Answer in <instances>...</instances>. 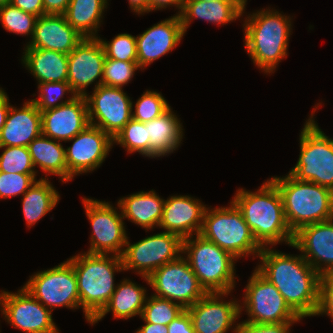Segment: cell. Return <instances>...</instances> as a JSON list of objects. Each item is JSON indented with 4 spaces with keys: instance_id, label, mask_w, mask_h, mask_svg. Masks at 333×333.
Masks as SVG:
<instances>
[{
    "instance_id": "obj_9",
    "label": "cell",
    "mask_w": 333,
    "mask_h": 333,
    "mask_svg": "<svg viewBox=\"0 0 333 333\" xmlns=\"http://www.w3.org/2000/svg\"><path fill=\"white\" fill-rule=\"evenodd\" d=\"M245 286L242 310L248 315L246 322L255 324L297 323L302 320L287 304L278 289L256 268ZM242 302V303H241Z\"/></svg>"
},
{
    "instance_id": "obj_31",
    "label": "cell",
    "mask_w": 333,
    "mask_h": 333,
    "mask_svg": "<svg viewBox=\"0 0 333 333\" xmlns=\"http://www.w3.org/2000/svg\"><path fill=\"white\" fill-rule=\"evenodd\" d=\"M108 0H70L67 22L83 37H98Z\"/></svg>"
},
{
    "instance_id": "obj_18",
    "label": "cell",
    "mask_w": 333,
    "mask_h": 333,
    "mask_svg": "<svg viewBox=\"0 0 333 333\" xmlns=\"http://www.w3.org/2000/svg\"><path fill=\"white\" fill-rule=\"evenodd\" d=\"M68 141L73 143L65 148V158L68 173L73 178L100 167L114 146L113 138L93 125Z\"/></svg>"
},
{
    "instance_id": "obj_2",
    "label": "cell",
    "mask_w": 333,
    "mask_h": 333,
    "mask_svg": "<svg viewBox=\"0 0 333 333\" xmlns=\"http://www.w3.org/2000/svg\"><path fill=\"white\" fill-rule=\"evenodd\" d=\"M231 200L262 247L283 242L292 245L294 233L285 217L282 196L270 178L255 192L238 188Z\"/></svg>"
},
{
    "instance_id": "obj_22",
    "label": "cell",
    "mask_w": 333,
    "mask_h": 333,
    "mask_svg": "<svg viewBox=\"0 0 333 333\" xmlns=\"http://www.w3.org/2000/svg\"><path fill=\"white\" fill-rule=\"evenodd\" d=\"M206 208V205L195 197L170 196L164 202L159 228L177 234L182 239L199 234Z\"/></svg>"
},
{
    "instance_id": "obj_14",
    "label": "cell",
    "mask_w": 333,
    "mask_h": 333,
    "mask_svg": "<svg viewBox=\"0 0 333 333\" xmlns=\"http://www.w3.org/2000/svg\"><path fill=\"white\" fill-rule=\"evenodd\" d=\"M90 125L114 138L132 119V99L120 87L99 85L85 96Z\"/></svg>"
},
{
    "instance_id": "obj_39",
    "label": "cell",
    "mask_w": 333,
    "mask_h": 333,
    "mask_svg": "<svg viewBox=\"0 0 333 333\" xmlns=\"http://www.w3.org/2000/svg\"><path fill=\"white\" fill-rule=\"evenodd\" d=\"M101 42L105 57L114 60L137 62L136 36L120 33L111 41L98 37Z\"/></svg>"
},
{
    "instance_id": "obj_25",
    "label": "cell",
    "mask_w": 333,
    "mask_h": 333,
    "mask_svg": "<svg viewBox=\"0 0 333 333\" xmlns=\"http://www.w3.org/2000/svg\"><path fill=\"white\" fill-rule=\"evenodd\" d=\"M246 1H200L184 0L179 15L184 32L190 26L192 19H201L209 23L226 25L243 17Z\"/></svg>"
},
{
    "instance_id": "obj_8",
    "label": "cell",
    "mask_w": 333,
    "mask_h": 333,
    "mask_svg": "<svg viewBox=\"0 0 333 333\" xmlns=\"http://www.w3.org/2000/svg\"><path fill=\"white\" fill-rule=\"evenodd\" d=\"M320 104H315L314 111L301 129L299 159L289 174L298 180L310 181L333 191V139L319 128L314 119Z\"/></svg>"
},
{
    "instance_id": "obj_20",
    "label": "cell",
    "mask_w": 333,
    "mask_h": 333,
    "mask_svg": "<svg viewBox=\"0 0 333 333\" xmlns=\"http://www.w3.org/2000/svg\"><path fill=\"white\" fill-rule=\"evenodd\" d=\"M184 35L180 17L176 14L136 35L137 62L141 71L173 51Z\"/></svg>"
},
{
    "instance_id": "obj_45",
    "label": "cell",
    "mask_w": 333,
    "mask_h": 333,
    "mask_svg": "<svg viewBox=\"0 0 333 333\" xmlns=\"http://www.w3.org/2000/svg\"><path fill=\"white\" fill-rule=\"evenodd\" d=\"M10 4L37 17L45 15L43 0H11Z\"/></svg>"
},
{
    "instance_id": "obj_17",
    "label": "cell",
    "mask_w": 333,
    "mask_h": 333,
    "mask_svg": "<svg viewBox=\"0 0 333 333\" xmlns=\"http://www.w3.org/2000/svg\"><path fill=\"white\" fill-rule=\"evenodd\" d=\"M229 294L206 293L187 308L196 333H227L229 330L235 332L236 320L240 318V307L239 301L235 298L230 301L223 300Z\"/></svg>"
},
{
    "instance_id": "obj_24",
    "label": "cell",
    "mask_w": 333,
    "mask_h": 333,
    "mask_svg": "<svg viewBox=\"0 0 333 333\" xmlns=\"http://www.w3.org/2000/svg\"><path fill=\"white\" fill-rule=\"evenodd\" d=\"M41 134V111L31 100L20 108L11 105L0 132V146L28 147Z\"/></svg>"
},
{
    "instance_id": "obj_26",
    "label": "cell",
    "mask_w": 333,
    "mask_h": 333,
    "mask_svg": "<svg viewBox=\"0 0 333 333\" xmlns=\"http://www.w3.org/2000/svg\"><path fill=\"white\" fill-rule=\"evenodd\" d=\"M165 199L161 198L153 189L139 191L122 197L117 202L124 219L140 225L146 232L158 228L163 215Z\"/></svg>"
},
{
    "instance_id": "obj_11",
    "label": "cell",
    "mask_w": 333,
    "mask_h": 333,
    "mask_svg": "<svg viewBox=\"0 0 333 333\" xmlns=\"http://www.w3.org/2000/svg\"><path fill=\"white\" fill-rule=\"evenodd\" d=\"M82 203L92 226L90 248L86 253L121 256L128 236L119 204L120 212L108 201L84 197Z\"/></svg>"
},
{
    "instance_id": "obj_5",
    "label": "cell",
    "mask_w": 333,
    "mask_h": 333,
    "mask_svg": "<svg viewBox=\"0 0 333 333\" xmlns=\"http://www.w3.org/2000/svg\"><path fill=\"white\" fill-rule=\"evenodd\" d=\"M283 200L287 223L293 233L301 227L333 219V191L310 181L285 176L270 178Z\"/></svg>"
},
{
    "instance_id": "obj_43",
    "label": "cell",
    "mask_w": 333,
    "mask_h": 333,
    "mask_svg": "<svg viewBox=\"0 0 333 333\" xmlns=\"http://www.w3.org/2000/svg\"><path fill=\"white\" fill-rule=\"evenodd\" d=\"M294 323L255 324L246 321L237 323L235 333H290Z\"/></svg>"
},
{
    "instance_id": "obj_33",
    "label": "cell",
    "mask_w": 333,
    "mask_h": 333,
    "mask_svg": "<svg viewBox=\"0 0 333 333\" xmlns=\"http://www.w3.org/2000/svg\"><path fill=\"white\" fill-rule=\"evenodd\" d=\"M149 139L145 123L132 118L113 138V144H119L128 154L138 152L149 157Z\"/></svg>"
},
{
    "instance_id": "obj_52",
    "label": "cell",
    "mask_w": 333,
    "mask_h": 333,
    "mask_svg": "<svg viewBox=\"0 0 333 333\" xmlns=\"http://www.w3.org/2000/svg\"><path fill=\"white\" fill-rule=\"evenodd\" d=\"M200 1L212 2V1H246V0H200Z\"/></svg>"
},
{
    "instance_id": "obj_27",
    "label": "cell",
    "mask_w": 333,
    "mask_h": 333,
    "mask_svg": "<svg viewBox=\"0 0 333 333\" xmlns=\"http://www.w3.org/2000/svg\"><path fill=\"white\" fill-rule=\"evenodd\" d=\"M170 107L160 117L146 122L149 139V158L168 156L182 143L184 129Z\"/></svg>"
},
{
    "instance_id": "obj_19",
    "label": "cell",
    "mask_w": 333,
    "mask_h": 333,
    "mask_svg": "<svg viewBox=\"0 0 333 333\" xmlns=\"http://www.w3.org/2000/svg\"><path fill=\"white\" fill-rule=\"evenodd\" d=\"M291 247L321 275L333 271V219L301 227Z\"/></svg>"
},
{
    "instance_id": "obj_1",
    "label": "cell",
    "mask_w": 333,
    "mask_h": 333,
    "mask_svg": "<svg viewBox=\"0 0 333 333\" xmlns=\"http://www.w3.org/2000/svg\"><path fill=\"white\" fill-rule=\"evenodd\" d=\"M255 267L284 297L301 318L316 316L320 302L321 275L299 254L263 247Z\"/></svg>"
},
{
    "instance_id": "obj_50",
    "label": "cell",
    "mask_w": 333,
    "mask_h": 333,
    "mask_svg": "<svg viewBox=\"0 0 333 333\" xmlns=\"http://www.w3.org/2000/svg\"><path fill=\"white\" fill-rule=\"evenodd\" d=\"M130 9L138 15L149 13V0H128Z\"/></svg>"
},
{
    "instance_id": "obj_21",
    "label": "cell",
    "mask_w": 333,
    "mask_h": 333,
    "mask_svg": "<svg viewBox=\"0 0 333 333\" xmlns=\"http://www.w3.org/2000/svg\"><path fill=\"white\" fill-rule=\"evenodd\" d=\"M42 134L67 142L90 125L85 96H75L70 102L41 111Z\"/></svg>"
},
{
    "instance_id": "obj_10",
    "label": "cell",
    "mask_w": 333,
    "mask_h": 333,
    "mask_svg": "<svg viewBox=\"0 0 333 333\" xmlns=\"http://www.w3.org/2000/svg\"><path fill=\"white\" fill-rule=\"evenodd\" d=\"M23 288L51 311L57 307L72 310L81 308L77 277L68 260L53 268L35 272Z\"/></svg>"
},
{
    "instance_id": "obj_29",
    "label": "cell",
    "mask_w": 333,
    "mask_h": 333,
    "mask_svg": "<svg viewBox=\"0 0 333 333\" xmlns=\"http://www.w3.org/2000/svg\"><path fill=\"white\" fill-rule=\"evenodd\" d=\"M146 295H148L146 288L127 278L122 279L117 284L108 304L92 320L91 325L102 320L108 312H112L115 319L127 320L138 315L140 317L148 297Z\"/></svg>"
},
{
    "instance_id": "obj_3",
    "label": "cell",
    "mask_w": 333,
    "mask_h": 333,
    "mask_svg": "<svg viewBox=\"0 0 333 333\" xmlns=\"http://www.w3.org/2000/svg\"><path fill=\"white\" fill-rule=\"evenodd\" d=\"M292 17L277 10H258L243 21L244 46L252 62L264 73H274L278 64L288 56Z\"/></svg>"
},
{
    "instance_id": "obj_15",
    "label": "cell",
    "mask_w": 333,
    "mask_h": 333,
    "mask_svg": "<svg viewBox=\"0 0 333 333\" xmlns=\"http://www.w3.org/2000/svg\"><path fill=\"white\" fill-rule=\"evenodd\" d=\"M0 311L7 323L25 333H60L52 311L23 287L16 293L0 291Z\"/></svg>"
},
{
    "instance_id": "obj_34",
    "label": "cell",
    "mask_w": 333,
    "mask_h": 333,
    "mask_svg": "<svg viewBox=\"0 0 333 333\" xmlns=\"http://www.w3.org/2000/svg\"><path fill=\"white\" fill-rule=\"evenodd\" d=\"M184 310L181 305L175 302L151 294L147 297L140 317L147 323L168 326Z\"/></svg>"
},
{
    "instance_id": "obj_41",
    "label": "cell",
    "mask_w": 333,
    "mask_h": 333,
    "mask_svg": "<svg viewBox=\"0 0 333 333\" xmlns=\"http://www.w3.org/2000/svg\"><path fill=\"white\" fill-rule=\"evenodd\" d=\"M37 174H13L0 172V199L23 196L38 180Z\"/></svg>"
},
{
    "instance_id": "obj_51",
    "label": "cell",
    "mask_w": 333,
    "mask_h": 333,
    "mask_svg": "<svg viewBox=\"0 0 333 333\" xmlns=\"http://www.w3.org/2000/svg\"><path fill=\"white\" fill-rule=\"evenodd\" d=\"M11 0H0V7H2L3 5H7L10 4Z\"/></svg>"
},
{
    "instance_id": "obj_23",
    "label": "cell",
    "mask_w": 333,
    "mask_h": 333,
    "mask_svg": "<svg viewBox=\"0 0 333 333\" xmlns=\"http://www.w3.org/2000/svg\"><path fill=\"white\" fill-rule=\"evenodd\" d=\"M82 39L65 15L45 14L37 17L34 35L24 48L48 49L68 55Z\"/></svg>"
},
{
    "instance_id": "obj_16",
    "label": "cell",
    "mask_w": 333,
    "mask_h": 333,
    "mask_svg": "<svg viewBox=\"0 0 333 333\" xmlns=\"http://www.w3.org/2000/svg\"><path fill=\"white\" fill-rule=\"evenodd\" d=\"M105 58L98 37L83 38L68 54L67 83L75 96H86L93 83L94 88L102 85Z\"/></svg>"
},
{
    "instance_id": "obj_44",
    "label": "cell",
    "mask_w": 333,
    "mask_h": 333,
    "mask_svg": "<svg viewBox=\"0 0 333 333\" xmlns=\"http://www.w3.org/2000/svg\"><path fill=\"white\" fill-rule=\"evenodd\" d=\"M168 333H196L187 309L176 317L168 326Z\"/></svg>"
},
{
    "instance_id": "obj_13",
    "label": "cell",
    "mask_w": 333,
    "mask_h": 333,
    "mask_svg": "<svg viewBox=\"0 0 333 333\" xmlns=\"http://www.w3.org/2000/svg\"><path fill=\"white\" fill-rule=\"evenodd\" d=\"M183 239L171 232H160L131 244L128 237L121 255L125 271L134 270L149 277L156 269L182 255Z\"/></svg>"
},
{
    "instance_id": "obj_42",
    "label": "cell",
    "mask_w": 333,
    "mask_h": 333,
    "mask_svg": "<svg viewBox=\"0 0 333 333\" xmlns=\"http://www.w3.org/2000/svg\"><path fill=\"white\" fill-rule=\"evenodd\" d=\"M319 315H327L333 321V271L320 277V302L316 316Z\"/></svg>"
},
{
    "instance_id": "obj_38",
    "label": "cell",
    "mask_w": 333,
    "mask_h": 333,
    "mask_svg": "<svg viewBox=\"0 0 333 333\" xmlns=\"http://www.w3.org/2000/svg\"><path fill=\"white\" fill-rule=\"evenodd\" d=\"M38 97L31 99L40 111L56 108L60 105L70 102L75 95L73 94L67 82H45L38 83ZM70 93L65 101L63 96ZM62 99V100H61ZM59 101V102H58Z\"/></svg>"
},
{
    "instance_id": "obj_30",
    "label": "cell",
    "mask_w": 333,
    "mask_h": 333,
    "mask_svg": "<svg viewBox=\"0 0 333 333\" xmlns=\"http://www.w3.org/2000/svg\"><path fill=\"white\" fill-rule=\"evenodd\" d=\"M60 142L41 134L28 145V150L34 168L39 167L46 173V179L48 175H57L66 183L73 177L68 173L65 148Z\"/></svg>"
},
{
    "instance_id": "obj_47",
    "label": "cell",
    "mask_w": 333,
    "mask_h": 333,
    "mask_svg": "<svg viewBox=\"0 0 333 333\" xmlns=\"http://www.w3.org/2000/svg\"><path fill=\"white\" fill-rule=\"evenodd\" d=\"M176 7L178 13L176 15H180L182 7H183V1L182 0H149V12L155 11V10H162L164 8L168 7Z\"/></svg>"
},
{
    "instance_id": "obj_49",
    "label": "cell",
    "mask_w": 333,
    "mask_h": 333,
    "mask_svg": "<svg viewBox=\"0 0 333 333\" xmlns=\"http://www.w3.org/2000/svg\"><path fill=\"white\" fill-rule=\"evenodd\" d=\"M142 325L135 333H168L166 325L147 323Z\"/></svg>"
},
{
    "instance_id": "obj_46",
    "label": "cell",
    "mask_w": 333,
    "mask_h": 333,
    "mask_svg": "<svg viewBox=\"0 0 333 333\" xmlns=\"http://www.w3.org/2000/svg\"><path fill=\"white\" fill-rule=\"evenodd\" d=\"M70 0H43L45 14L64 15Z\"/></svg>"
},
{
    "instance_id": "obj_6",
    "label": "cell",
    "mask_w": 333,
    "mask_h": 333,
    "mask_svg": "<svg viewBox=\"0 0 333 333\" xmlns=\"http://www.w3.org/2000/svg\"><path fill=\"white\" fill-rule=\"evenodd\" d=\"M182 255L207 293H231L234 290L237 259L230 253L196 234L183 239Z\"/></svg>"
},
{
    "instance_id": "obj_35",
    "label": "cell",
    "mask_w": 333,
    "mask_h": 333,
    "mask_svg": "<svg viewBox=\"0 0 333 333\" xmlns=\"http://www.w3.org/2000/svg\"><path fill=\"white\" fill-rule=\"evenodd\" d=\"M37 16L24 12L11 4L0 7V22L7 32L23 35L32 39Z\"/></svg>"
},
{
    "instance_id": "obj_32",
    "label": "cell",
    "mask_w": 333,
    "mask_h": 333,
    "mask_svg": "<svg viewBox=\"0 0 333 333\" xmlns=\"http://www.w3.org/2000/svg\"><path fill=\"white\" fill-rule=\"evenodd\" d=\"M22 197V212L29 228L52 211L60 200L59 192L44 177L39 178Z\"/></svg>"
},
{
    "instance_id": "obj_4",
    "label": "cell",
    "mask_w": 333,
    "mask_h": 333,
    "mask_svg": "<svg viewBox=\"0 0 333 333\" xmlns=\"http://www.w3.org/2000/svg\"><path fill=\"white\" fill-rule=\"evenodd\" d=\"M82 253V254H81ZM67 260L73 265L80 306L88 323L104 309L117 284L115 273L125 271L121 256L81 252Z\"/></svg>"
},
{
    "instance_id": "obj_7",
    "label": "cell",
    "mask_w": 333,
    "mask_h": 333,
    "mask_svg": "<svg viewBox=\"0 0 333 333\" xmlns=\"http://www.w3.org/2000/svg\"><path fill=\"white\" fill-rule=\"evenodd\" d=\"M199 234L238 260L249 255L257 258L263 248L232 201L227 207H207Z\"/></svg>"
},
{
    "instance_id": "obj_37",
    "label": "cell",
    "mask_w": 333,
    "mask_h": 333,
    "mask_svg": "<svg viewBox=\"0 0 333 333\" xmlns=\"http://www.w3.org/2000/svg\"><path fill=\"white\" fill-rule=\"evenodd\" d=\"M135 110L132 112V118L146 123L150 122L154 118L160 117L165 113L171 106L168 104L166 99L162 96V93H158L152 90H146L138 98L135 104H132Z\"/></svg>"
},
{
    "instance_id": "obj_40",
    "label": "cell",
    "mask_w": 333,
    "mask_h": 333,
    "mask_svg": "<svg viewBox=\"0 0 333 333\" xmlns=\"http://www.w3.org/2000/svg\"><path fill=\"white\" fill-rule=\"evenodd\" d=\"M138 69H141L138 62L105 58L102 85L122 88L132 80Z\"/></svg>"
},
{
    "instance_id": "obj_48",
    "label": "cell",
    "mask_w": 333,
    "mask_h": 333,
    "mask_svg": "<svg viewBox=\"0 0 333 333\" xmlns=\"http://www.w3.org/2000/svg\"><path fill=\"white\" fill-rule=\"evenodd\" d=\"M9 97L5 90L0 87V132L3 126L5 125L6 117L10 106L12 104L9 103Z\"/></svg>"
},
{
    "instance_id": "obj_28",
    "label": "cell",
    "mask_w": 333,
    "mask_h": 333,
    "mask_svg": "<svg viewBox=\"0 0 333 333\" xmlns=\"http://www.w3.org/2000/svg\"><path fill=\"white\" fill-rule=\"evenodd\" d=\"M23 54L21 62L37 83L67 82V54L39 48H25Z\"/></svg>"
},
{
    "instance_id": "obj_36",
    "label": "cell",
    "mask_w": 333,
    "mask_h": 333,
    "mask_svg": "<svg viewBox=\"0 0 333 333\" xmlns=\"http://www.w3.org/2000/svg\"><path fill=\"white\" fill-rule=\"evenodd\" d=\"M0 149H4L0 155V172L37 174L28 147L0 146Z\"/></svg>"
},
{
    "instance_id": "obj_12",
    "label": "cell",
    "mask_w": 333,
    "mask_h": 333,
    "mask_svg": "<svg viewBox=\"0 0 333 333\" xmlns=\"http://www.w3.org/2000/svg\"><path fill=\"white\" fill-rule=\"evenodd\" d=\"M141 277L155 291L152 295L175 302L184 309L207 293L183 255L156 269L149 277Z\"/></svg>"
}]
</instances>
